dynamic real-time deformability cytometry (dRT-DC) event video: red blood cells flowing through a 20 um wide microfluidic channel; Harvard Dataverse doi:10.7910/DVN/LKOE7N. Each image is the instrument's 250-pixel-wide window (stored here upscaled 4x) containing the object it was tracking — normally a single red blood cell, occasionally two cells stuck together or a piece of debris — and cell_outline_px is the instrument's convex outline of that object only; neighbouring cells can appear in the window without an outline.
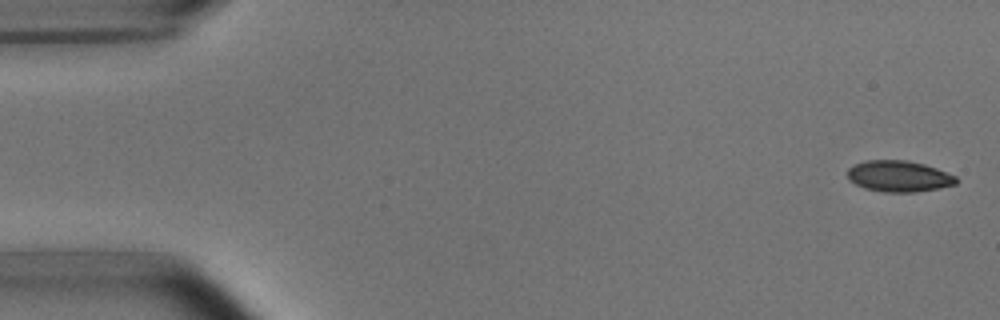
{"species": "common noctule bat (a hibernating species)", "species_latin": "Nyctalus noctula", "temperature_condition": "room temperature", "stored_images_in_passage": 5, "camera_frame_rate_fps": 3000, "um_per_image_px": 0.085, "animal": {"sex": "male", "body_mass_g": 15.6}, "frame": {"image": 1, "passage_image": 1, "time_ms": 0.0, "image_size_px": [1000, 320], "cell_outline_px": [[960, 180], [956, 184], [940, 188], [916, 192], [884, 192], [864, 188], [848, 180], [848, 168], [856, 164], [868, 160], [904, 160], [924, 164], [936, 168], [956, 176]], "centroid_in_image_um": [76.43, 14.99], "position_along_channel_um": 8.6, "area_um2": 19.77}}
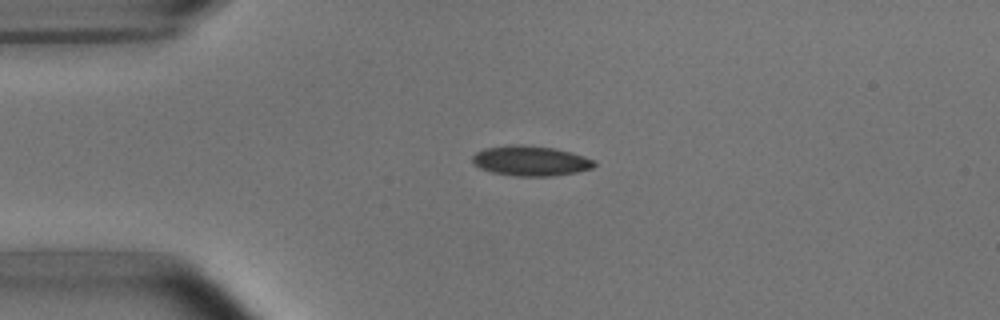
{"frame": {"image": 2, "passage_image": 4, "time_ms": 3.667, "image_size_px": [1000, 320], "cell_outline_px": [[596, 164], [592, 168], [576, 172], [552, 176], [516, 176], [492, 172], [480, 168], [472, 164], [472, 156], [476, 152], [484, 148], [520, 144], [552, 148], [584, 156], [596, 160]], "centroid_in_image_um": [45.08, 13.68], "position_along_channel_um": 39.9, "area_um2": 21.21}}